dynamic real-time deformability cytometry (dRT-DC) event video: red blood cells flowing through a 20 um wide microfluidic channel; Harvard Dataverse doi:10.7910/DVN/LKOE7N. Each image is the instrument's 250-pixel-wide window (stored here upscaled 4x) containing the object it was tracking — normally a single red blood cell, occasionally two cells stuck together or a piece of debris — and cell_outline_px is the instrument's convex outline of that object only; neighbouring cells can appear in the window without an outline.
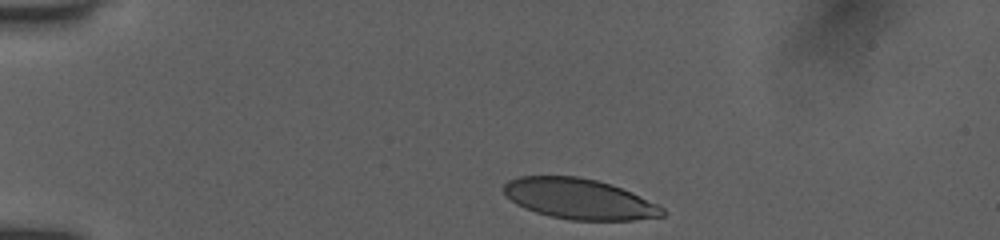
{"species": "human", "species_latin": "Homo sapiens", "temperature_condition": "room temperature", "stored_images_in_passage": 37, "camera_frame_rate_fps": 3000, "um_per_image_px": 0.085, "donor": {"sex": "female"}, "frame": {"image": 1, "passage_image": 1, "time_ms": 0.0, "image_size_px": [1000, 240], "cell_outline_px": [[664, 216], [636, 220], [572, 220], [552, 216], [536, 212], [524, 208], [516, 204], [504, 192], [504, 184], [508, 180], [520, 176], [576, 176], [596, 180], [612, 184], [632, 192], [664, 208]], "centroid_in_image_um": [49.24, 16.9], "position_along_channel_um": 35.8, "area_um2": 37.28}}
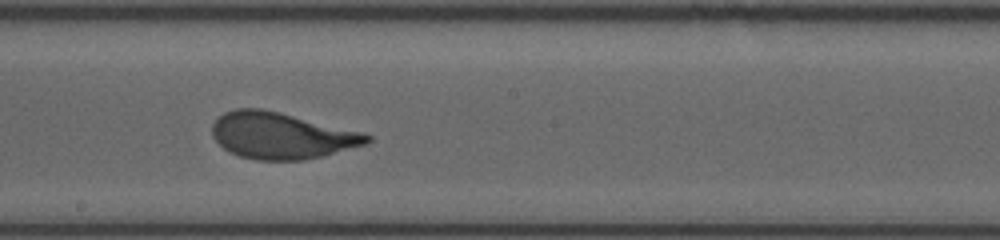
{"frame": {"image": 2, "passage_image": 21, "time_ms": 6.333, "image_size_px": [1000, 240], "cell_outline_px": [[372, 140], [368, 144], [304, 160], [256, 160], [240, 156], [228, 152], [212, 136], [212, 124], [224, 112], [236, 108], [260, 108], [280, 112], [364, 132], [372, 136]], "centroid_in_image_um": [23.93, 11.52], "position_along_channel_um": 224.3, "area_um2": 41.96}}
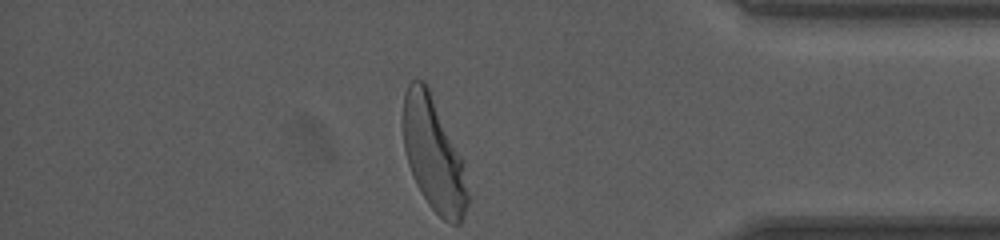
{"frame": {"image": 3, "passage_image": 37, "time_ms": 11.333, "image_size_px": [1000, 240], "cell_outline_px": [[468, 204], [464, 216], [460, 224], [452, 224], [444, 220], [428, 204], [420, 192], [416, 184], [408, 164], [404, 148], [404, 92], [408, 84], [412, 80], [424, 80], [464, 160], [468, 192]], "centroid_in_image_um": [36.88, 13.17], "position_along_channel_um": 398.3, "area_um2": 42.54}, "authors_computed_cell_mechanics": {"area_um2": 41.616, "velocity_mm_per_s": 3.9442, "shape_relaxation_time_tau1_ms": 2.675, "shape_relaxation_time_tau2_ms": null, "deformation_change_tau1": 0.1515, "deformation_change_tau2": null}}